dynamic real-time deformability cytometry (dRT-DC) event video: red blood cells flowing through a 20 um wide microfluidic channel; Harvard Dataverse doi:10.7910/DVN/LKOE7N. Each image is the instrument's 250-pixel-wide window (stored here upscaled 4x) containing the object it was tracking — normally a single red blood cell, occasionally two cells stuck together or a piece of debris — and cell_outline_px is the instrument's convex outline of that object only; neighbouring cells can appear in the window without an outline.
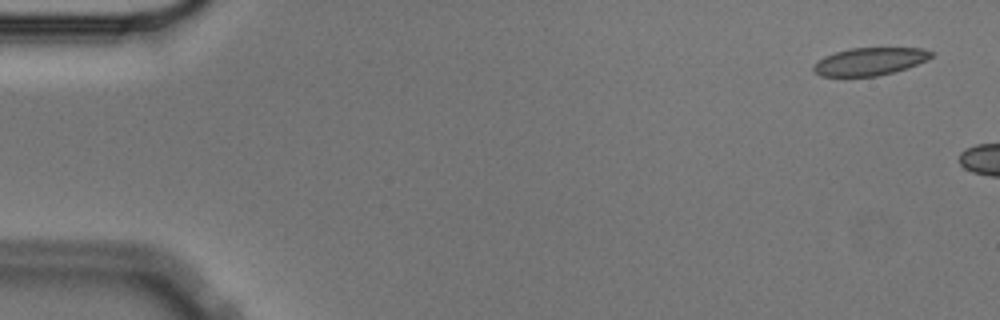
{"species": "Egyptian fruit bat (a non-hibernating species)", "species_latin": "Rousettus aegyptiacus", "temperature_condition": "cold", "stored_images_in_passage": 13, "camera_frame_rate_fps": 3000, "um_per_image_px": 0.085, "animal": {"sex": "male"}, "frame": {"image": 1, "passage_image": 2, "time_ms": 0.333, "image_size_px": [1000, 320], "cell_outline_px": [[936, 52], [932, 56], [908, 68], [876, 76], [820, 76], [812, 68], [824, 56], [836, 52], [852, 48], [924, 48]], "centroid_in_image_um": [73.96, 5.21], "position_along_channel_um": 11.0, "area_um2": 18.73}}